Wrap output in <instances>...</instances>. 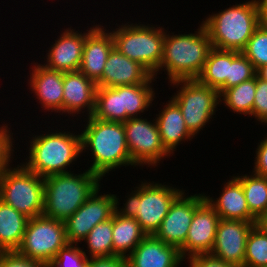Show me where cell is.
<instances>
[{
    "label": "cell",
    "instance_id": "43",
    "mask_svg": "<svg viewBox=\"0 0 267 267\" xmlns=\"http://www.w3.org/2000/svg\"><path fill=\"white\" fill-rule=\"evenodd\" d=\"M257 75H258L261 79L267 81V65H266V66H262L261 68H259V69L257 70Z\"/></svg>",
    "mask_w": 267,
    "mask_h": 267
},
{
    "label": "cell",
    "instance_id": "12",
    "mask_svg": "<svg viewBox=\"0 0 267 267\" xmlns=\"http://www.w3.org/2000/svg\"><path fill=\"white\" fill-rule=\"evenodd\" d=\"M102 185H99L81 207L64 222L68 243L81 244L95 225L112 218L115 212L114 194L100 192Z\"/></svg>",
    "mask_w": 267,
    "mask_h": 267
},
{
    "label": "cell",
    "instance_id": "16",
    "mask_svg": "<svg viewBox=\"0 0 267 267\" xmlns=\"http://www.w3.org/2000/svg\"><path fill=\"white\" fill-rule=\"evenodd\" d=\"M219 221V214L205 199L197 207L186 241L179 249L180 255L185 261L196 254L211 253Z\"/></svg>",
    "mask_w": 267,
    "mask_h": 267
},
{
    "label": "cell",
    "instance_id": "13",
    "mask_svg": "<svg viewBox=\"0 0 267 267\" xmlns=\"http://www.w3.org/2000/svg\"><path fill=\"white\" fill-rule=\"evenodd\" d=\"M185 191L173 201L169 212L154 234L157 239L166 244L176 246L178 249L186 241L187 233L197 207L205 200L204 192L189 195Z\"/></svg>",
    "mask_w": 267,
    "mask_h": 267
},
{
    "label": "cell",
    "instance_id": "5",
    "mask_svg": "<svg viewBox=\"0 0 267 267\" xmlns=\"http://www.w3.org/2000/svg\"><path fill=\"white\" fill-rule=\"evenodd\" d=\"M229 6L221 12L207 14L201 22L209 34L212 48L242 52L260 25L259 0Z\"/></svg>",
    "mask_w": 267,
    "mask_h": 267
},
{
    "label": "cell",
    "instance_id": "27",
    "mask_svg": "<svg viewBox=\"0 0 267 267\" xmlns=\"http://www.w3.org/2000/svg\"><path fill=\"white\" fill-rule=\"evenodd\" d=\"M240 53L241 52L238 51L212 48L208 54L202 72L196 79L202 84L219 90L229 77L231 62Z\"/></svg>",
    "mask_w": 267,
    "mask_h": 267
},
{
    "label": "cell",
    "instance_id": "25",
    "mask_svg": "<svg viewBox=\"0 0 267 267\" xmlns=\"http://www.w3.org/2000/svg\"><path fill=\"white\" fill-rule=\"evenodd\" d=\"M147 236L135 218L113 214V256L127 258Z\"/></svg>",
    "mask_w": 267,
    "mask_h": 267
},
{
    "label": "cell",
    "instance_id": "4",
    "mask_svg": "<svg viewBox=\"0 0 267 267\" xmlns=\"http://www.w3.org/2000/svg\"><path fill=\"white\" fill-rule=\"evenodd\" d=\"M139 182L133 186L134 190L131 188L130 193H127L123 206L120 205L119 196L114 194L115 212L123 217L135 218L147 235H154L173 201L184 189L166 182H148L146 179Z\"/></svg>",
    "mask_w": 267,
    "mask_h": 267
},
{
    "label": "cell",
    "instance_id": "22",
    "mask_svg": "<svg viewBox=\"0 0 267 267\" xmlns=\"http://www.w3.org/2000/svg\"><path fill=\"white\" fill-rule=\"evenodd\" d=\"M224 184V185H223ZM223 188L218 198L208 196L204 192L206 201L219 214L220 219L259 222L251 213L247 205L242 183L235 177L222 183ZM206 194V195H205Z\"/></svg>",
    "mask_w": 267,
    "mask_h": 267
},
{
    "label": "cell",
    "instance_id": "34",
    "mask_svg": "<svg viewBox=\"0 0 267 267\" xmlns=\"http://www.w3.org/2000/svg\"><path fill=\"white\" fill-rule=\"evenodd\" d=\"M257 70L241 52L230 64L229 77L225 84L218 90L221 94L224 90L239 85L240 83L254 78Z\"/></svg>",
    "mask_w": 267,
    "mask_h": 267
},
{
    "label": "cell",
    "instance_id": "11",
    "mask_svg": "<svg viewBox=\"0 0 267 267\" xmlns=\"http://www.w3.org/2000/svg\"><path fill=\"white\" fill-rule=\"evenodd\" d=\"M129 118L123 123L128 151L132 161L143 169L158 167L170 154L161 143L156 120L145 116ZM163 160V161H162Z\"/></svg>",
    "mask_w": 267,
    "mask_h": 267
},
{
    "label": "cell",
    "instance_id": "35",
    "mask_svg": "<svg viewBox=\"0 0 267 267\" xmlns=\"http://www.w3.org/2000/svg\"><path fill=\"white\" fill-rule=\"evenodd\" d=\"M90 258L79 244L67 243L49 263V267H88Z\"/></svg>",
    "mask_w": 267,
    "mask_h": 267
},
{
    "label": "cell",
    "instance_id": "15",
    "mask_svg": "<svg viewBox=\"0 0 267 267\" xmlns=\"http://www.w3.org/2000/svg\"><path fill=\"white\" fill-rule=\"evenodd\" d=\"M33 64V65H32ZM31 70L26 83L30 89V94L35 96L36 102L38 101L41 105L40 108L48 114L52 112L63 115V80L64 73L48 69L43 64L36 61L30 64ZM51 110V111H50ZM50 112V113H49Z\"/></svg>",
    "mask_w": 267,
    "mask_h": 267
},
{
    "label": "cell",
    "instance_id": "20",
    "mask_svg": "<svg viewBox=\"0 0 267 267\" xmlns=\"http://www.w3.org/2000/svg\"><path fill=\"white\" fill-rule=\"evenodd\" d=\"M153 75L140 63L123 55L115 47L110 51L97 87L137 85L147 82Z\"/></svg>",
    "mask_w": 267,
    "mask_h": 267
},
{
    "label": "cell",
    "instance_id": "37",
    "mask_svg": "<svg viewBox=\"0 0 267 267\" xmlns=\"http://www.w3.org/2000/svg\"><path fill=\"white\" fill-rule=\"evenodd\" d=\"M252 116L258 125L267 126V81L256 75V91Z\"/></svg>",
    "mask_w": 267,
    "mask_h": 267
},
{
    "label": "cell",
    "instance_id": "29",
    "mask_svg": "<svg viewBox=\"0 0 267 267\" xmlns=\"http://www.w3.org/2000/svg\"><path fill=\"white\" fill-rule=\"evenodd\" d=\"M255 91L256 76L224 90L220 94V105L224 104L234 114L252 117Z\"/></svg>",
    "mask_w": 267,
    "mask_h": 267
},
{
    "label": "cell",
    "instance_id": "14",
    "mask_svg": "<svg viewBox=\"0 0 267 267\" xmlns=\"http://www.w3.org/2000/svg\"><path fill=\"white\" fill-rule=\"evenodd\" d=\"M257 223L259 222L220 219L210 254L226 263L243 267L246 240Z\"/></svg>",
    "mask_w": 267,
    "mask_h": 267
},
{
    "label": "cell",
    "instance_id": "39",
    "mask_svg": "<svg viewBox=\"0 0 267 267\" xmlns=\"http://www.w3.org/2000/svg\"><path fill=\"white\" fill-rule=\"evenodd\" d=\"M255 160L253 164L252 172L267 178V133L261 141H258V145L255 148Z\"/></svg>",
    "mask_w": 267,
    "mask_h": 267
},
{
    "label": "cell",
    "instance_id": "7",
    "mask_svg": "<svg viewBox=\"0 0 267 267\" xmlns=\"http://www.w3.org/2000/svg\"><path fill=\"white\" fill-rule=\"evenodd\" d=\"M163 26L140 21L134 24L127 21L120 25L116 23V28H109L114 47L129 59L143 65L154 76L163 56L165 38Z\"/></svg>",
    "mask_w": 267,
    "mask_h": 267
},
{
    "label": "cell",
    "instance_id": "36",
    "mask_svg": "<svg viewBox=\"0 0 267 267\" xmlns=\"http://www.w3.org/2000/svg\"><path fill=\"white\" fill-rule=\"evenodd\" d=\"M0 124V176L1 174L9 168L13 163L15 157L14 152L17 148L14 147L15 139L13 135L14 132L10 129L11 126L5 123V120ZM4 123V124H3ZM10 126V127H9ZM14 143V144H13ZM15 149V150H14Z\"/></svg>",
    "mask_w": 267,
    "mask_h": 267
},
{
    "label": "cell",
    "instance_id": "6",
    "mask_svg": "<svg viewBox=\"0 0 267 267\" xmlns=\"http://www.w3.org/2000/svg\"><path fill=\"white\" fill-rule=\"evenodd\" d=\"M79 172L44 178V216L65 222L102 184L94 172L88 169Z\"/></svg>",
    "mask_w": 267,
    "mask_h": 267
},
{
    "label": "cell",
    "instance_id": "17",
    "mask_svg": "<svg viewBox=\"0 0 267 267\" xmlns=\"http://www.w3.org/2000/svg\"><path fill=\"white\" fill-rule=\"evenodd\" d=\"M61 33L56 38L55 43L46 52L43 65L48 69L67 73L79 70L83 45L86 38V31L75 30V27H68L60 30ZM83 32V33H82Z\"/></svg>",
    "mask_w": 267,
    "mask_h": 267
},
{
    "label": "cell",
    "instance_id": "19",
    "mask_svg": "<svg viewBox=\"0 0 267 267\" xmlns=\"http://www.w3.org/2000/svg\"><path fill=\"white\" fill-rule=\"evenodd\" d=\"M95 23L86 30L82 60L78 71L97 83L102 78L105 63L114 47V42L110 29H106L107 25L105 27L104 23L102 25Z\"/></svg>",
    "mask_w": 267,
    "mask_h": 267
},
{
    "label": "cell",
    "instance_id": "24",
    "mask_svg": "<svg viewBox=\"0 0 267 267\" xmlns=\"http://www.w3.org/2000/svg\"><path fill=\"white\" fill-rule=\"evenodd\" d=\"M155 81L156 78L152 76L142 84L120 86L122 123L129 118L142 117L143 113L151 109L156 98V88L153 87Z\"/></svg>",
    "mask_w": 267,
    "mask_h": 267
},
{
    "label": "cell",
    "instance_id": "31",
    "mask_svg": "<svg viewBox=\"0 0 267 267\" xmlns=\"http://www.w3.org/2000/svg\"><path fill=\"white\" fill-rule=\"evenodd\" d=\"M92 116L103 121L122 123L120 86L97 87Z\"/></svg>",
    "mask_w": 267,
    "mask_h": 267
},
{
    "label": "cell",
    "instance_id": "18",
    "mask_svg": "<svg viewBox=\"0 0 267 267\" xmlns=\"http://www.w3.org/2000/svg\"><path fill=\"white\" fill-rule=\"evenodd\" d=\"M96 90L97 84L80 71L64 73L63 113L69 118L65 120H71V116L77 117L78 121L81 119V113L83 119L92 116L95 109Z\"/></svg>",
    "mask_w": 267,
    "mask_h": 267
},
{
    "label": "cell",
    "instance_id": "40",
    "mask_svg": "<svg viewBox=\"0 0 267 267\" xmlns=\"http://www.w3.org/2000/svg\"><path fill=\"white\" fill-rule=\"evenodd\" d=\"M186 262L189 263L188 267H238L226 263L210 253L190 256Z\"/></svg>",
    "mask_w": 267,
    "mask_h": 267
},
{
    "label": "cell",
    "instance_id": "26",
    "mask_svg": "<svg viewBox=\"0 0 267 267\" xmlns=\"http://www.w3.org/2000/svg\"><path fill=\"white\" fill-rule=\"evenodd\" d=\"M28 220V217L0 200V248L3 251H17Z\"/></svg>",
    "mask_w": 267,
    "mask_h": 267
},
{
    "label": "cell",
    "instance_id": "33",
    "mask_svg": "<svg viewBox=\"0 0 267 267\" xmlns=\"http://www.w3.org/2000/svg\"><path fill=\"white\" fill-rule=\"evenodd\" d=\"M256 70L267 65V30L259 25L242 51Z\"/></svg>",
    "mask_w": 267,
    "mask_h": 267
},
{
    "label": "cell",
    "instance_id": "1",
    "mask_svg": "<svg viewBox=\"0 0 267 267\" xmlns=\"http://www.w3.org/2000/svg\"><path fill=\"white\" fill-rule=\"evenodd\" d=\"M84 119L85 123L80 124L81 147L82 156L91 152L92 163L87 166L89 171L103 180L107 174L110 175L109 172L123 166L139 168L128 151L123 123L103 121L93 116Z\"/></svg>",
    "mask_w": 267,
    "mask_h": 267
},
{
    "label": "cell",
    "instance_id": "3",
    "mask_svg": "<svg viewBox=\"0 0 267 267\" xmlns=\"http://www.w3.org/2000/svg\"><path fill=\"white\" fill-rule=\"evenodd\" d=\"M168 29H165L161 64L154 77L159 78L160 73L164 71L169 81L168 85L176 80L196 79L212 49L204 24L201 22L195 33L180 34L178 31L176 34L170 33Z\"/></svg>",
    "mask_w": 267,
    "mask_h": 267
},
{
    "label": "cell",
    "instance_id": "32",
    "mask_svg": "<svg viewBox=\"0 0 267 267\" xmlns=\"http://www.w3.org/2000/svg\"><path fill=\"white\" fill-rule=\"evenodd\" d=\"M243 267H267V230L259 223L248 234Z\"/></svg>",
    "mask_w": 267,
    "mask_h": 267
},
{
    "label": "cell",
    "instance_id": "42",
    "mask_svg": "<svg viewBox=\"0 0 267 267\" xmlns=\"http://www.w3.org/2000/svg\"><path fill=\"white\" fill-rule=\"evenodd\" d=\"M260 8V25L267 30V4L263 0H259Z\"/></svg>",
    "mask_w": 267,
    "mask_h": 267
},
{
    "label": "cell",
    "instance_id": "28",
    "mask_svg": "<svg viewBox=\"0 0 267 267\" xmlns=\"http://www.w3.org/2000/svg\"><path fill=\"white\" fill-rule=\"evenodd\" d=\"M238 174L235 177L242 183L250 213L260 221L267 213V178L251 171Z\"/></svg>",
    "mask_w": 267,
    "mask_h": 267
},
{
    "label": "cell",
    "instance_id": "41",
    "mask_svg": "<svg viewBox=\"0 0 267 267\" xmlns=\"http://www.w3.org/2000/svg\"><path fill=\"white\" fill-rule=\"evenodd\" d=\"M88 267H128L126 258L120 256L90 258Z\"/></svg>",
    "mask_w": 267,
    "mask_h": 267
},
{
    "label": "cell",
    "instance_id": "38",
    "mask_svg": "<svg viewBox=\"0 0 267 267\" xmlns=\"http://www.w3.org/2000/svg\"><path fill=\"white\" fill-rule=\"evenodd\" d=\"M0 267H49L46 262L29 259L17 251H2Z\"/></svg>",
    "mask_w": 267,
    "mask_h": 267
},
{
    "label": "cell",
    "instance_id": "9",
    "mask_svg": "<svg viewBox=\"0 0 267 267\" xmlns=\"http://www.w3.org/2000/svg\"><path fill=\"white\" fill-rule=\"evenodd\" d=\"M170 86L178 89L170 98L181 109L188 130L197 136L216 116L217 106H220L219 91L197 79L172 81Z\"/></svg>",
    "mask_w": 267,
    "mask_h": 267
},
{
    "label": "cell",
    "instance_id": "23",
    "mask_svg": "<svg viewBox=\"0 0 267 267\" xmlns=\"http://www.w3.org/2000/svg\"><path fill=\"white\" fill-rule=\"evenodd\" d=\"M161 107V111L156 113L155 120L161 143L172 157L180 144L192 141L195 136L186 127L181 109L170 97L165 104L163 102Z\"/></svg>",
    "mask_w": 267,
    "mask_h": 267
},
{
    "label": "cell",
    "instance_id": "44",
    "mask_svg": "<svg viewBox=\"0 0 267 267\" xmlns=\"http://www.w3.org/2000/svg\"><path fill=\"white\" fill-rule=\"evenodd\" d=\"M259 224H261V225L267 230V213H266V215L259 221Z\"/></svg>",
    "mask_w": 267,
    "mask_h": 267
},
{
    "label": "cell",
    "instance_id": "2",
    "mask_svg": "<svg viewBox=\"0 0 267 267\" xmlns=\"http://www.w3.org/2000/svg\"><path fill=\"white\" fill-rule=\"evenodd\" d=\"M55 127L56 129L53 130L54 126L51 128L46 125V128H48L45 129L46 132H37L36 134L31 132L30 140L27 141L29 144L26 145H30L27 147L28 156L26 155V160L21 161L29 171L43 178L73 172L71 171L72 165L82 155L81 133H78L80 129L73 133L67 131V129L65 130L66 127H64V130L63 127L59 130L57 126Z\"/></svg>",
    "mask_w": 267,
    "mask_h": 267
},
{
    "label": "cell",
    "instance_id": "8",
    "mask_svg": "<svg viewBox=\"0 0 267 267\" xmlns=\"http://www.w3.org/2000/svg\"><path fill=\"white\" fill-rule=\"evenodd\" d=\"M19 164L1 174L0 200L29 219L43 215L44 178Z\"/></svg>",
    "mask_w": 267,
    "mask_h": 267
},
{
    "label": "cell",
    "instance_id": "21",
    "mask_svg": "<svg viewBox=\"0 0 267 267\" xmlns=\"http://www.w3.org/2000/svg\"><path fill=\"white\" fill-rule=\"evenodd\" d=\"M128 267H181L185 260L176 246L147 235L126 258ZM182 264V265H181Z\"/></svg>",
    "mask_w": 267,
    "mask_h": 267
},
{
    "label": "cell",
    "instance_id": "30",
    "mask_svg": "<svg viewBox=\"0 0 267 267\" xmlns=\"http://www.w3.org/2000/svg\"><path fill=\"white\" fill-rule=\"evenodd\" d=\"M113 216L112 218L95 225L86 238L82 241L83 251L88 258H101L113 256ZM87 248V250L84 248ZM86 251V252H85ZM88 254V255H87Z\"/></svg>",
    "mask_w": 267,
    "mask_h": 267
},
{
    "label": "cell",
    "instance_id": "10",
    "mask_svg": "<svg viewBox=\"0 0 267 267\" xmlns=\"http://www.w3.org/2000/svg\"><path fill=\"white\" fill-rule=\"evenodd\" d=\"M67 243L65 223L40 215L28 220L17 252L29 259L49 264Z\"/></svg>",
    "mask_w": 267,
    "mask_h": 267
}]
</instances>
